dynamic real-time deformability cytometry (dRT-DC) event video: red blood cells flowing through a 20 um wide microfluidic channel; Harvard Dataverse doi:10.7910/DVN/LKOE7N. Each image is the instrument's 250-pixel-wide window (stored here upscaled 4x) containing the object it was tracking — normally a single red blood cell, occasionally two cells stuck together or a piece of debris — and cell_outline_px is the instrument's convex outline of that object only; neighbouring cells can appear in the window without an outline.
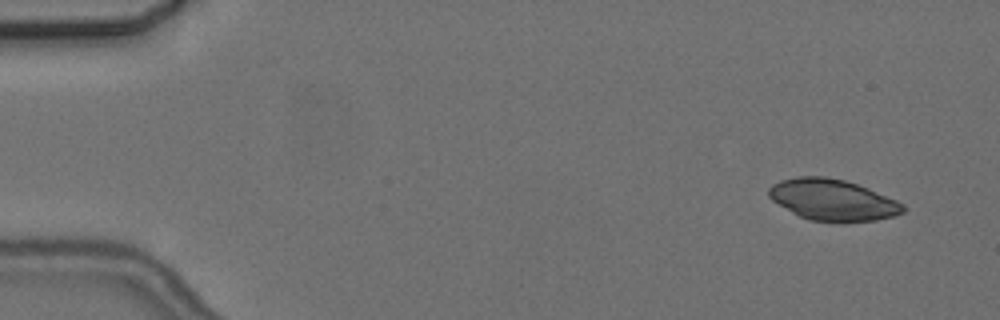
{"species": "common noctule bat (a hibernating species)", "species_latin": "Nyctalus noctula", "temperature_condition": "cold", "stored_images_in_passage": 5, "camera_frame_rate_fps": 3000, "um_per_image_px": 0.085, "animal": {"sex": "female", "body_mass_g": 24.6, "forearm_length_mm": 56.2}, "frame": {"image": 1, "passage_image": 1, "time_ms": 0.0, "image_size_px": [1000, 320], "cell_outline_px": [[908, 208], [904, 212], [892, 216], [876, 220], [812, 220], [800, 216], [792, 212], [772, 200], [768, 196], [768, 188], [772, 184], [780, 180], [796, 176], [824, 176], [844, 180], [868, 188], [896, 200], [904, 204]], "centroid_in_image_um": [70.76, 16.95], "position_along_channel_um": 14.2, "area_um2": 31.73}}